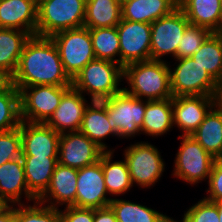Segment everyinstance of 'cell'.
<instances>
[{
	"mask_svg": "<svg viewBox=\"0 0 222 222\" xmlns=\"http://www.w3.org/2000/svg\"><path fill=\"white\" fill-rule=\"evenodd\" d=\"M12 82L19 91L36 85L72 86L51 37L37 35L26 41Z\"/></svg>",
	"mask_w": 222,
	"mask_h": 222,
	"instance_id": "cell-1",
	"label": "cell"
},
{
	"mask_svg": "<svg viewBox=\"0 0 222 222\" xmlns=\"http://www.w3.org/2000/svg\"><path fill=\"white\" fill-rule=\"evenodd\" d=\"M123 90L139 99L153 101L172 98L170 70L166 60H149L127 64L123 67Z\"/></svg>",
	"mask_w": 222,
	"mask_h": 222,
	"instance_id": "cell-2",
	"label": "cell"
},
{
	"mask_svg": "<svg viewBox=\"0 0 222 222\" xmlns=\"http://www.w3.org/2000/svg\"><path fill=\"white\" fill-rule=\"evenodd\" d=\"M123 81V67L120 64L95 59L74 77L72 86L84 96L89 95L91 101H102L120 93Z\"/></svg>",
	"mask_w": 222,
	"mask_h": 222,
	"instance_id": "cell-3",
	"label": "cell"
},
{
	"mask_svg": "<svg viewBox=\"0 0 222 222\" xmlns=\"http://www.w3.org/2000/svg\"><path fill=\"white\" fill-rule=\"evenodd\" d=\"M86 0H37L36 35L84 27Z\"/></svg>",
	"mask_w": 222,
	"mask_h": 222,
	"instance_id": "cell-4",
	"label": "cell"
},
{
	"mask_svg": "<svg viewBox=\"0 0 222 222\" xmlns=\"http://www.w3.org/2000/svg\"><path fill=\"white\" fill-rule=\"evenodd\" d=\"M102 102L106 106L109 124L120 140L141 134L146 100L131 96L122 90Z\"/></svg>",
	"mask_w": 222,
	"mask_h": 222,
	"instance_id": "cell-5",
	"label": "cell"
},
{
	"mask_svg": "<svg viewBox=\"0 0 222 222\" xmlns=\"http://www.w3.org/2000/svg\"><path fill=\"white\" fill-rule=\"evenodd\" d=\"M132 185L138 188H151L162 177L165 161L160 150L148 141L136 142L126 147L123 152ZM145 187V188H144Z\"/></svg>",
	"mask_w": 222,
	"mask_h": 222,
	"instance_id": "cell-6",
	"label": "cell"
},
{
	"mask_svg": "<svg viewBox=\"0 0 222 222\" xmlns=\"http://www.w3.org/2000/svg\"><path fill=\"white\" fill-rule=\"evenodd\" d=\"M181 143L174 159L173 178L182 180L190 185L202 181L207 182L211 168L215 161L195 139L191 136L178 135Z\"/></svg>",
	"mask_w": 222,
	"mask_h": 222,
	"instance_id": "cell-7",
	"label": "cell"
},
{
	"mask_svg": "<svg viewBox=\"0 0 222 222\" xmlns=\"http://www.w3.org/2000/svg\"><path fill=\"white\" fill-rule=\"evenodd\" d=\"M51 39L59 51L63 69L71 80L96 59L90 30L86 27L57 32Z\"/></svg>",
	"mask_w": 222,
	"mask_h": 222,
	"instance_id": "cell-8",
	"label": "cell"
},
{
	"mask_svg": "<svg viewBox=\"0 0 222 222\" xmlns=\"http://www.w3.org/2000/svg\"><path fill=\"white\" fill-rule=\"evenodd\" d=\"M174 67L169 64L170 88L173 97L217 96L219 84L191 57L174 59ZM175 64H177L175 66Z\"/></svg>",
	"mask_w": 222,
	"mask_h": 222,
	"instance_id": "cell-9",
	"label": "cell"
},
{
	"mask_svg": "<svg viewBox=\"0 0 222 222\" xmlns=\"http://www.w3.org/2000/svg\"><path fill=\"white\" fill-rule=\"evenodd\" d=\"M71 86L36 85L20 91L21 121L46 123Z\"/></svg>",
	"mask_w": 222,
	"mask_h": 222,
	"instance_id": "cell-10",
	"label": "cell"
},
{
	"mask_svg": "<svg viewBox=\"0 0 222 222\" xmlns=\"http://www.w3.org/2000/svg\"><path fill=\"white\" fill-rule=\"evenodd\" d=\"M189 24L179 7L151 23V60L162 61L165 55L177 59L179 41Z\"/></svg>",
	"mask_w": 222,
	"mask_h": 222,
	"instance_id": "cell-11",
	"label": "cell"
},
{
	"mask_svg": "<svg viewBox=\"0 0 222 222\" xmlns=\"http://www.w3.org/2000/svg\"><path fill=\"white\" fill-rule=\"evenodd\" d=\"M120 44V65L151 60V23L121 19L116 26Z\"/></svg>",
	"mask_w": 222,
	"mask_h": 222,
	"instance_id": "cell-12",
	"label": "cell"
},
{
	"mask_svg": "<svg viewBox=\"0 0 222 222\" xmlns=\"http://www.w3.org/2000/svg\"><path fill=\"white\" fill-rule=\"evenodd\" d=\"M75 207L104 208L109 206V197L102 169V154L96 163L78 169Z\"/></svg>",
	"mask_w": 222,
	"mask_h": 222,
	"instance_id": "cell-13",
	"label": "cell"
},
{
	"mask_svg": "<svg viewBox=\"0 0 222 222\" xmlns=\"http://www.w3.org/2000/svg\"><path fill=\"white\" fill-rule=\"evenodd\" d=\"M104 151L80 131L62 133L59 138L58 163L81 169L99 161Z\"/></svg>",
	"mask_w": 222,
	"mask_h": 222,
	"instance_id": "cell-14",
	"label": "cell"
},
{
	"mask_svg": "<svg viewBox=\"0 0 222 222\" xmlns=\"http://www.w3.org/2000/svg\"><path fill=\"white\" fill-rule=\"evenodd\" d=\"M217 102V96L172 97L174 127L181 131L182 136H191Z\"/></svg>",
	"mask_w": 222,
	"mask_h": 222,
	"instance_id": "cell-15",
	"label": "cell"
},
{
	"mask_svg": "<svg viewBox=\"0 0 222 222\" xmlns=\"http://www.w3.org/2000/svg\"><path fill=\"white\" fill-rule=\"evenodd\" d=\"M22 156L58 157L60 133L46 123L21 121Z\"/></svg>",
	"mask_w": 222,
	"mask_h": 222,
	"instance_id": "cell-16",
	"label": "cell"
},
{
	"mask_svg": "<svg viewBox=\"0 0 222 222\" xmlns=\"http://www.w3.org/2000/svg\"><path fill=\"white\" fill-rule=\"evenodd\" d=\"M73 86L62 96L59 106L46 124L62 134L66 132L79 131L85 110L90 102Z\"/></svg>",
	"mask_w": 222,
	"mask_h": 222,
	"instance_id": "cell-17",
	"label": "cell"
},
{
	"mask_svg": "<svg viewBox=\"0 0 222 222\" xmlns=\"http://www.w3.org/2000/svg\"><path fill=\"white\" fill-rule=\"evenodd\" d=\"M78 169L56 165L46 191L37 199L49 207L75 206Z\"/></svg>",
	"mask_w": 222,
	"mask_h": 222,
	"instance_id": "cell-18",
	"label": "cell"
},
{
	"mask_svg": "<svg viewBox=\"0 0 222 222\" xmlns=\"http://www.w3.org/2000/svg\"><path fill=\"white\" fill-rule=\"evenodd\" d=\"M25 196V197H23ZM30 203L37 199L28 191L22 158L13 159L0 166V199L6 205Z\"/></svg>",
	"mask_w": 222,
	"mask_h": 222,
	"instance_id": "cell-19",
	"label": "cell"
},
{
	"mask_svg": "<svg viewBox=\"0 0 222 222\" xmlns=\"http://www.w3.org/2000/svg\"><path fill=\"white\" fill-rule=\"evenodd\" d=\"M37 0H0V28L36 35Z\"/></svg>",
	"mask_w": 222,
	"mask_h": 222,
	"instance_id": "cell-20",
	"label": "cell"
},
{
	"mask_svg": "<svg viewBox=\"0 0 222 222\" xmlns=\"http://www.w3.org/2000/svg\"><path fill=\"white\" fill-rule=\"evenodd\" d=\"M178 7L190 24L222 33V0H178Z\"/></svg>",
	"mask_w": 222,
	"mask_h": 222,
	"instance_id": "cell-21",
	"label": "cell"
},
{
	"mask_svg": "<svg viewBox=\"0 0 222 222\" xmlns=\"http://www.w3.org/2000/svg\"><path fill=\"white\" fill-rule=\"evenodd\" d=\"M84 135L88 136L97 146H99L104 152L114 151L110 149L108 144H105V139L110 135L119 136L112 130L109 121L106 106L102 101H91L87 106L82 123L79 129Z\"/></svg>",
	"mask_w": 222,
	"mask_h": 222,
	"instance_id": "cell-22",
	"label": "cell"
},
{
	"mask_svg": "<svg viewBox=\"0 0 222 222\" xmlns=\"http://www.w3.org/2000/svg\"><path fill=\"white\" fill-rule=\"evenodd\" d=\"M178 8V0H130L121 4L122 19L153 23Z\"/></svg>",
	"mask_w": 222,
	"mask_h": 222,
	"instance_id": "cell-23",
	"label": "cell"
},
{
	"mask_svg": "<svg viewBox=\"0 0 222 222\" xmlns=\"http://www.w3.org/2000/svg\"><path fill=\"white\" fill-rule=\"evenodd\" d=\"M192 136L212 157L222 158V103L209 110Z\"/></svg>",
	"mask_w": 222,
	"mask_h": 222,
	"instance_id": "cell-24",
	"label": "cell"
},
{
	"mask_svg": "<svg viewBox=\"0 0 222 222\" xmlns=\"http://www.w3.org/2000/svg\"><path fill=\"white\" fill-rule=\"evenodd\" d=\"M28 191L38 199L48 188L58 157L21 156Z\"/></svg>",
	"mask_w": 222,
	"mask_h": 222,
	"instance_id": "cell-25",
	"label": "cell"
},
{
	"mask_svg": "<svg viewBox=\"0 0 222 222\" xmlns=\"http://www.w3.org/2000/svg\"><path fill=\"white\" fill-rule=\"evenodd\" d=\"M173 126L172 98L153 101L146 100L141 134L162 137V135L164 136L170 132Z\"/></svg>",
	"mask_w": 222,
	"mask_h": 222,
	"instance_id": "cell-26",
	"label": "cell"
},
{
	"mask_svg": "<svg viewBox=\"0 0 222 222\" xmlns=\"http://www.w3.org/2000/svg\"><path fill=\"white\" fill-rule=\"evenodd\" d=\"M31 35L22 30L0 28V69L14 75L23 47Z\"/></svg>",
	"mask_w": 222,
	"mask_h": 222,
	"instance_id": "cell-27",
	"label": "cell"
},
{
	"mask_svg": "<svg viewBox=\"0 0 222 222\" xmlns=\"http://www.w3.org/2000/svg\"><path fill=\"white\" fill-rule=\"evenodd\" d=\"M113 155L114 151L102 153V169L109 196L119 197L129 192L133 185L125 159L114 161Z\"/></svg>",
	"mask_w": 222,
	"mask_h": 222,
	"instance_id": "cell-28",
	"label": "cell"
},
{
	"mask_svg": "<svg viewBox=\"0 0 222 222\" xmlns=\"http://www.w3.org/2000/svg\"><path fill=\"white\" fill-rule=\"evenodd\" d=\"M121 19V3L118 0H86L84 27H116Z\"/></svg>",
	"mask_w": 222,
	"mask_h": 222,
	"instance_id": "cell-29",
	"label": "cell"
},
{
	"mask_svg": "<svg viewBox=\"0 0 222 222\" xmlns=\"http://www.w3.org/2000/svg\"><path fill=\"white\" fill-rule=\"evenodd\" d=\"M109 206L114 211L117 222H169L172 219L166 213L119 197L112 198Z\"/></svg>",
	"mask_w": 222,
	"mask_h": 222,
	"instance_id": "cell-30",
	"label": "cell"
},
{
	"mask_svg": "<svg viewBox=\"0 0 222 222\" xmlns=\"http://www.w3.org/2000/svg\"><path fill=\"white\" fill-rule=\"evenodd\" d=\"M191 58L220 84L222 81V33H212Z\"/></svg>",
	"mask_w": 222,
	"mask_h": 222,
	"instance_id": "cell-31",
	"label": "cell"
},
{
	"mask_svg": "<svg viewBox=\"0 0 222 222\" xmlns=\"http://www.w3.org/2000/svg\"><path fill=\"white\" fill-rule=\"evenodd\" d=\"M89 30L95 58L120 64V44L117 27L94 28Z\"/></svg>",
	"mask_w": 222,
	"mask_h": 222,
	"instance_id": "cell-32",
	"label": "cell"
},
{
	"mask_svg": "<svg viewBox=\"0 0 222 222\" xmlns=\"http://www.w3.org/2000/svg\"><path fill=\"white\" fill-rule=\"evenodd\" d=\"M20 91L13 85L8 91L0 92V132L20 127Z\"/></svg>",
	"mask_w": 222,
	"mask_h": 222,
	"instance_id": "cell-33",
	"label": "cell"
},
{
	"mask_svg": "<svg viewBox=\"0 0 222 222\" xmlns=\"http://www.w3.org/2000/svg\"><path fill=\"white\" fill-rule=\"evenodd\" d=\"M27 203V204H26ZM16 206V222H60L59 209L49 207L39 201L33 205L27 201Z\"/></svg>",
	"mask_w": 222,
	"mask_h": 222,
	"instance_id": "cell-34",
	"label": "cell"
},
{
	"mask_svg": "<svg viewBox=\"0 0 222 222\" xmlns=\"http://www.w3.org/2000/svg\"><path fill=\"white\" fill-rule=\"evenodd\" d=\"M212 32L204 27L189 24L179 41L177 59L191 57Z\"/></svg>",
	"mask_w": 222,
	"mask_h": 222,
	"instance_id": "cell-35",
	"label": "cell"
},
{
	"mask_svg": "<svg viewBox=\"0 0 222 222\" xmlns=\"http://www.w3.org/2000/svg\"><path fill=\"white\" fill-rule=\"evenodd\" d=\"M174 222H220L218 202H212L202 197L185 211L182 220L174 219Z\"/></svg>",
	"mask_w": 222,
	"mask_h": 222,
	"instance_id": "cell-36",
	"label": "cell"
},
{
	"mask_svg": "<svg viewBox=\"0 0 222 222\" xmlns=\"http://www.w3.org/2000/svg\"><path fill=\"white\" fill-rule=\"evenodd\" d=\"M22 156L20 127L0 132V166Z\"/></svg>",
	"mask_w": 222,
	"mask_h": 222,
	"instance_id": "cell-37",
	"label": "cell"
},
{
	"mask_svg": "<svg viewBox=\"0 0 222 222\" xmlns=\"http://www.w3.org/2000/svg\"><path fill=\"white\" fill-rule=\"evenodd\" d=\"M208 188H206L205 199L212 202L222 201V158L215 159L211 168L210 176L207 180Z\"/></svg>",
	"mask_w": 222,
	"mask_h": 222,
	"instance_id": "cell-38",
	"label": "cell"
},
{
	"mask_svg": "<svg viewBox=\"0 0 222 222\" xmlns=\"http://www.w3.org/2000/svg\"><path fill=\"white\" fill-rule=\"evenodd\" d=\"M60 222H93V208H79L75 206H66L59 208Z\"/></svg>",
	"mask_w": 222,
	"mask_h": 222,
	"instance_id": "cell-39",
	"label": "cell"
},
{
	"mask_svg": "<svg viewBox=\"0 0 222 222\" xmlns=\"http://www.w3.org/2000/svg\"><path fill=\"white\" fill-rule=\"evenodd\" d=\"M93 222H117L116 215L110 206L94 209Z\"/></svg>",
	"mask_w": 222,
	"mask_h": 222,
	"instance_id": "cell-40",
	"label": "cell"
},
{
	"mask_svg": "<svg viewBox=\"0 0 222 222\" xmlns=\"http://www.w3.org/2000/svg\"><path fill=\"white\" fill-rule=\"evenodd\" d=\"M16 205H5L0 209V222H16Z\"/></svg>",
	"mask_w": 222,
	"mask_h": 222,
	"instance_id": "cell-41",
	"label": "cell"
},
{
	"mask_svg": "<svg viewBox=\"0 0 222 222\" xmlns=\"http://www.w3.org/2000/svg\"><path fill=\"white\" fill-rule=\"evenodd\" d=\"M13 86L12 76L0 69V92H6Z\"/></svg>",
	"mask_w": 222,
	"mask_h": 222,
	"instance_id": "cell-42",
	"label": "cell"
},
{
	"mask_svg": "<svg viewBox=\"0 0 222 222\" xmlns=\"http://www.w3.org/2000/svg\"><path fill=\"white\" fill-rule=\"evenodd\" d=\"M217 99H218V102L222 103V81L219 84V91H218Z\"/></svg>",
	"mask_w": 222,
	"mask_h": 222,
	"instance_id": "cell-43",
	"label": "cell"
},
{
	"mask_svg": "<svg viewBox=\"0 0 222 222\" xmlns=\"http://www.w3.org/2000/svg\"><path fill=\"white\" fill-rule=\"evenodd\" d=\"M219 221L222 222V201L218 202Z\"/></svg>",
	"mask_w": 222,
	"mask_h": 222,
	"instance_id": "cell-44",
	"label": "cell"
},
{
	"mask_svg": "<svg viewBox=\"0 0 222 222\" xmlns=\"http://www.w3.org/2000/svg\"><path fill=\"white\" fill-rule=\"evenodd\" d=\"M6 204L0 199V209L3 208Z\"/></svg>",
	"mask_w": 222,
	"mask_h": 222,
	"instance_id": "cell-45",
	"label": "cell"
},
{
	"mask_svg": "<svg viewBox=\"0 0 222 222\" xmlns=\"http://www.w3.org/2000/svg\"><path fill=\"white\" fill-rule=\"evenodd\" d=\"M121 4H123L124 2L130 1V0H118Z\"/></svg>",
	"mask_w": 222,
	"mask_h": 222,
	"instance_id": "cell-46",
	"label": "cell"
}]
</instances>
